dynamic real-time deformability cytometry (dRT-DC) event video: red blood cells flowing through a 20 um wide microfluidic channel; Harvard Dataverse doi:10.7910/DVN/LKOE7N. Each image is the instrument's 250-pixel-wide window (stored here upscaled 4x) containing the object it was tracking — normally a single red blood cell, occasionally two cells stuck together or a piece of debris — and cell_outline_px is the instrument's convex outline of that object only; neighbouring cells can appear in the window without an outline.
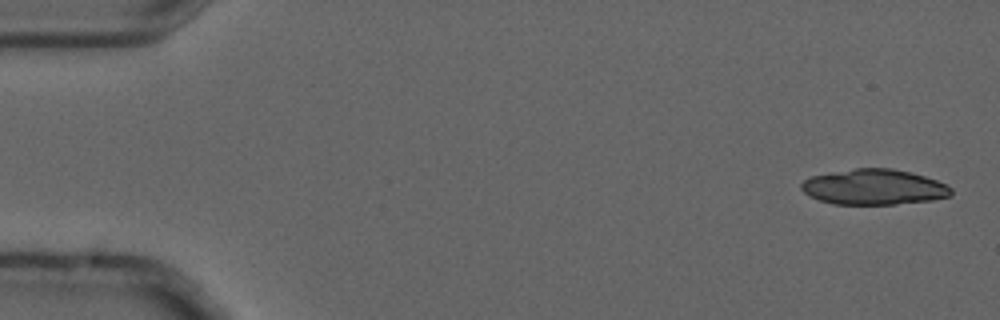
{"species": "common noctule bat (a hibernating species)", "species_latin": "Nyctalus noctula", "temperature_condition": "cold", "stored_images_in_passage": 5, "camera_frame_rate_fps": 3000, "um_per_image_px": 0.085, "animal": {"sex": "male", "forearm_length_mm": 52.5}, "frame": {"image": 1, "passage_image": 1, "time_ms": 0.0, "image_size_px": [1000, 320], "cell_outline_px": [[952, 196], [932, 200], [896, 204], [836, 204], [820, 200], [804, 192], [800, 188], [800, 184], [804, 180], [812, 176], [832, 172], [856, 168], [892, 168], [924, 176], [936, 180], [952, 188]], "centroid_in_image_um": [74.3, 15.9], "position_along_channel_um": 10.7, "area_um2": 30.75}}